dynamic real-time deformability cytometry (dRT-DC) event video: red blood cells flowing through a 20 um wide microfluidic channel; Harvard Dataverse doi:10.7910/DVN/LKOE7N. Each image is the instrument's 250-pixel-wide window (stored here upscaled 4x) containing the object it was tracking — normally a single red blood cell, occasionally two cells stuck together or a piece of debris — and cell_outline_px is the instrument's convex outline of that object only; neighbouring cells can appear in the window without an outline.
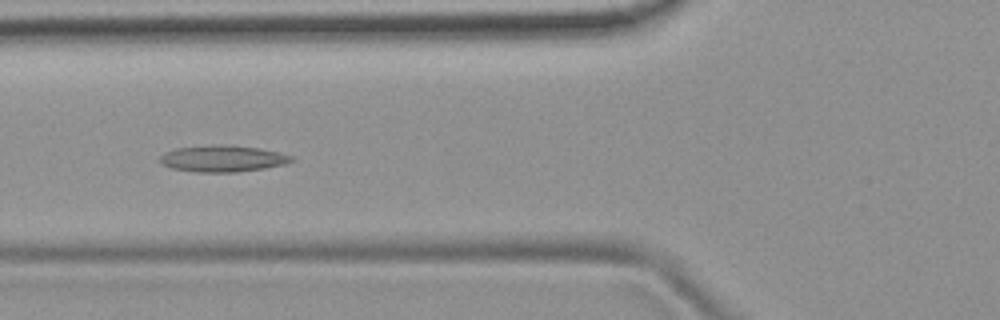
{"species": "common noctule bat (a hibernating species)", "species_latin": "Nyctalus noctula", "temperature_condition": "room temperature", "stored_images_in_passage": 51, "camera_frame_rate_fps": 3000, "um_per_image_px": 0.085, "animal": {"sex": "female", "body_mass_g": 19.9}, "frame": {"image": 1, "passage_image": 19, "time_ms": 6.0, "image_size_px": [1000, 320], "cell_outline_px": [[296, 160], [284, 164], [264, 168], [236, 172], [192, 172], [172, 168], [164, 164], [160, 160], [160, 156], [164, 152], [176, 148], [220, 144], [232, 144], [260, 148], [280, 152], [296, 156]], "centroid_in_image_um": [18.99, 13.47], "position_along_channel_um": 106.8, "area_um2": 20.58}}
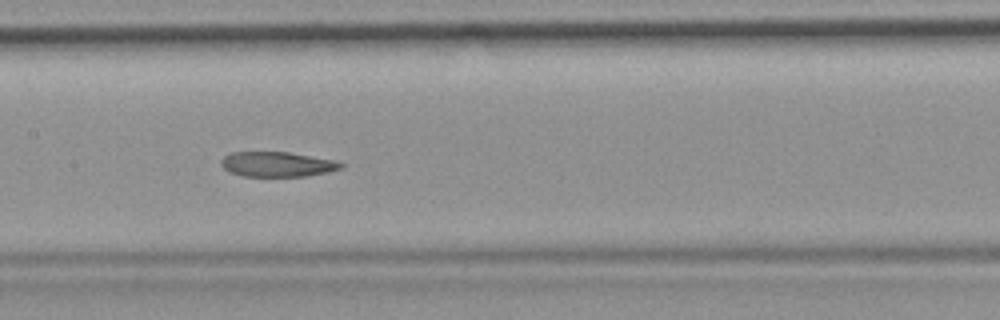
{"frame": {"image": 2, "passage_image": 25, "time_ms": 8.0, "image_size_px": [1000, 320], "cell_outline_px": [[344, 168], [328, 172], [304, 176], [244, 176], [228, 172], [220, 164], [220, 160], [224, 156], [232, 152], [288, 152], [336, 160], [344, 164]], "centroid_in_image_um": [23.57, 13.96], "position_along_channel_um": 183.8, "area_um2": 17.51}}
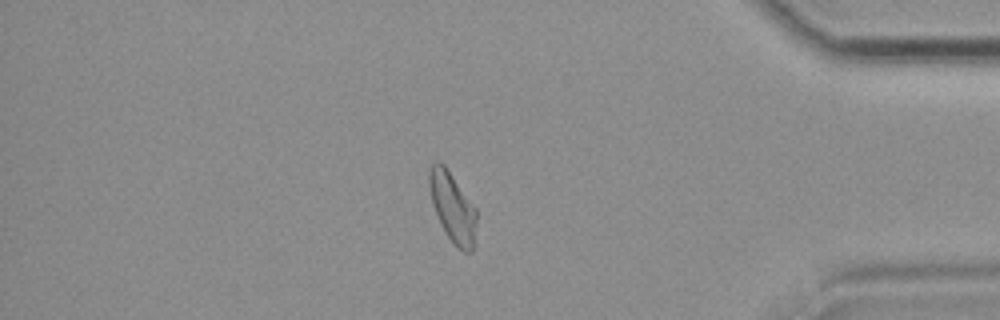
{"frame": {"image": 3, "passage_image": 44, "time_ms": 14.333, "image_size_px": [1000, 320], "cell_outline_px": [[476, 224], [472, 248], [468, 252], [464, 252], [456, 248], [452, 244], [444, 232], [440, 224], [432, 204], [428, 184], [428, 172], [432, 164], [436, 160], [440, 160], [444, 164], [476, 208]], "centroid_in_image_um": [38.43, 17.6], "position_along_channel_um": 396.8, "area_um2": 19.36}, "authors_computed_cell_mechanics": {"area_um2": 19.8832, "velocity_mm_per_s": 3.8522, "shape_relaxation_time_tau1_ms": null, "shape_relaxation_time_tau2_ms": 2.784, "deformation_change_tau1": null, "deformation_change_tau2": 0.0984}}